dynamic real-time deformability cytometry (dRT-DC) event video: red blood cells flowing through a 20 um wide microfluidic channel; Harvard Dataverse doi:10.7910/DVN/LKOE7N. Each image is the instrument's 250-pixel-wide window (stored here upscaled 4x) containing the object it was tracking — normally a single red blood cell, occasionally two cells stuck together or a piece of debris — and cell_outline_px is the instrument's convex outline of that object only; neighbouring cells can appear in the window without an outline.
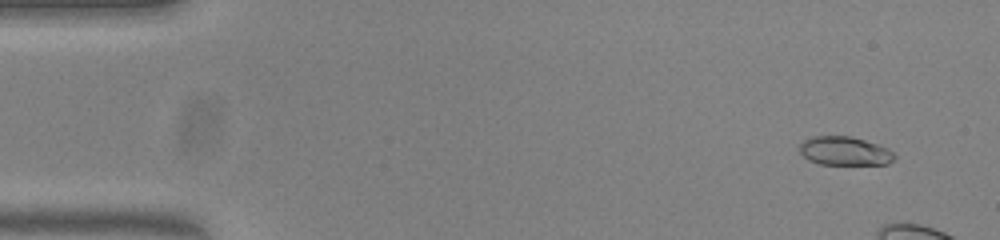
{"species": "common noctule bat (a hibernating species)", "species_latin": "Nyctalus noctula", "temperature_condition": "warm", "stored_images_in_passage": 11, "camera_frame_rate_fps": 3000, "um_per_image_px": 0.085, "animal": {"sex": "female", "body_mass_g": 23.0, "forearm_length_mm": 53.4}, "frame": {"image": 1, "passage_image": 4, "time_ms": 1.0, "image_size_px": [1000, 240], "cell_outline_px": [[896, 156], [888, 164], [820, 164], [808, 160], [800, 152], [800, 144], [804, 140], [812, 136], [848, 136], [864, 140], [888, 148]], "centroid_in_image_um": [71.78, 12.84], "position_along_channel_um": 13.2, "area_um2": 15.72}}